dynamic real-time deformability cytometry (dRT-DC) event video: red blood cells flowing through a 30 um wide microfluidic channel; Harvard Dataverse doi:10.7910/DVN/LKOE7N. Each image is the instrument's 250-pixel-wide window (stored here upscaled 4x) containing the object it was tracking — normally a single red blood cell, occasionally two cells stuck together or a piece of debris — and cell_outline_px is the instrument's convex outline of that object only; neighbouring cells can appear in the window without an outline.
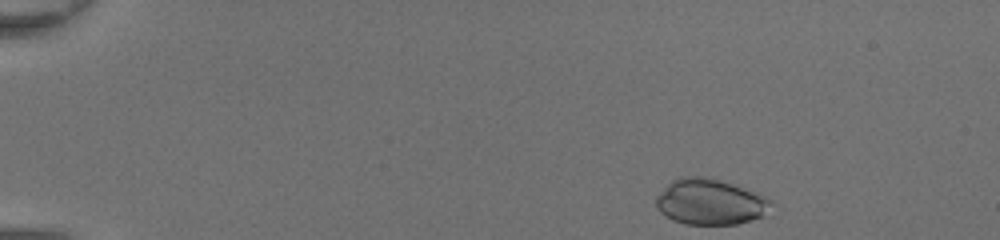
{"species": "common noctule bat (a hibernating species)", "species_latin": "Nyctalus noctula", "temperature_condition": "room temperature", "stored_images_in_passage": 42, "camera_frame_rate_fps": 3000, "um_per_image_px": 0.085, "animal": {"sex": "female", "body_mass_g": 20.0, "forearm_length_mm": 54.0}, "frame": {"image": 1, "passage_image": 1, "time_ms": 0.0, "image_size_px": [1000, 240], "cell_outline_px": [[772, 204], [760, 216], [752, 220], [736, 224], [684, 224], [672, 220], [660, 212], [656, 208], [656, 196], [672, 180], [680, 176], [708, 176], [760, 192], [768, 196], [772, 200]], "centroid_in_image_um": [60.36, 17.14], "position_along_channel_um": 24.6, "area_um2": 30.98}}
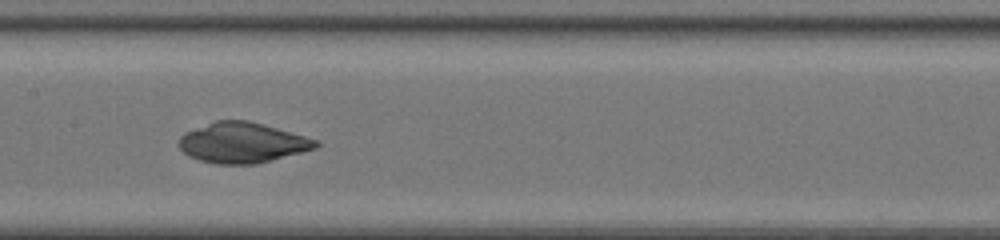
{"frame": {"image": 2, "passage_image": 20, "time_ms": 6.333, "image_size_px": [1000, 240], "cell_outline_px": [[320, 144], [316, 148], [272, 160], [256, 164], [216, 164], [200, 160], [188, 156], [180, 148], [180, 136], [184, 132], [216, 120], [248, 120], [264, 124], [320, 140]], "centroid_in_image_um": [20.62, 12.12], "position_along_channel_um": 186.8, "area_um2": 32.25}}
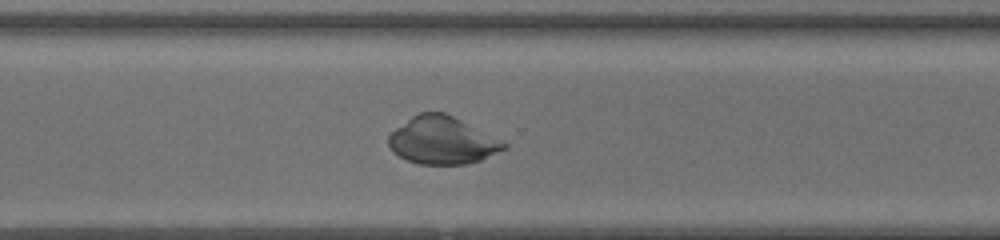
{"frame": {"image": 3, "passage_image": 30, "time_ms": 9.667, "image_size_px": [1000, 240], "cell_outline_px": [[508, 148], [480, 160], [468, 164], [420, 164], [408, 160], [392, 152], [388, 144], [388, 136], [396, 128], [412, 116], [420, 112], [444, 112], [508, 144]], "centroid_in_image_um": [37.57, 11.95], "position_along_channel_um": 333.0, "area_um2": 31.5}}